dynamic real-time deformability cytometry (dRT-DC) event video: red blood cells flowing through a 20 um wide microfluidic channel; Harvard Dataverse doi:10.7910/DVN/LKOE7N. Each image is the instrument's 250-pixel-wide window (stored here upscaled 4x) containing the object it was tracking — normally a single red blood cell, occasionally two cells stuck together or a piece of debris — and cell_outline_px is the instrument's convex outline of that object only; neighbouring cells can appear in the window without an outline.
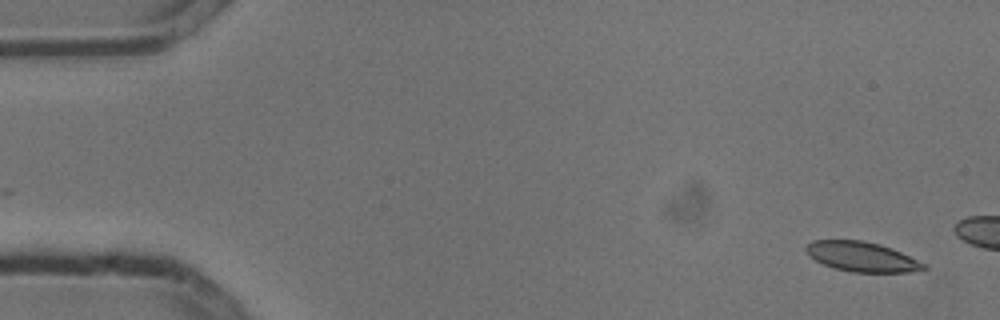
{"species": "common noctule bat (a hibernating species)", "species_latin": "Nyctalus noctula", "temperature_condition": "cold", "stored_images_in_passage": 2, "camera_frame_rate_fps": 3000, "um_per_image_px": 0.085, "animal": {"sex": "male", "body_mass_g": 13.3}, "frame": {"image": 1, "passage_image": 2, "time_ms": 0.333, "image_size_px": [1000, 320], "cell_outline_px": [[928, 268], [908, 272], [852, 272], [836, 268], [824, 264], [808, 256], [804, 248], [812, 240], [860, 240], [880, 244], [892, 248], [928, 264]], "centroid_in_image_um": [73.28, 21.82], "position_along_channel_um": 11.7, "area_um2": 20.46}}